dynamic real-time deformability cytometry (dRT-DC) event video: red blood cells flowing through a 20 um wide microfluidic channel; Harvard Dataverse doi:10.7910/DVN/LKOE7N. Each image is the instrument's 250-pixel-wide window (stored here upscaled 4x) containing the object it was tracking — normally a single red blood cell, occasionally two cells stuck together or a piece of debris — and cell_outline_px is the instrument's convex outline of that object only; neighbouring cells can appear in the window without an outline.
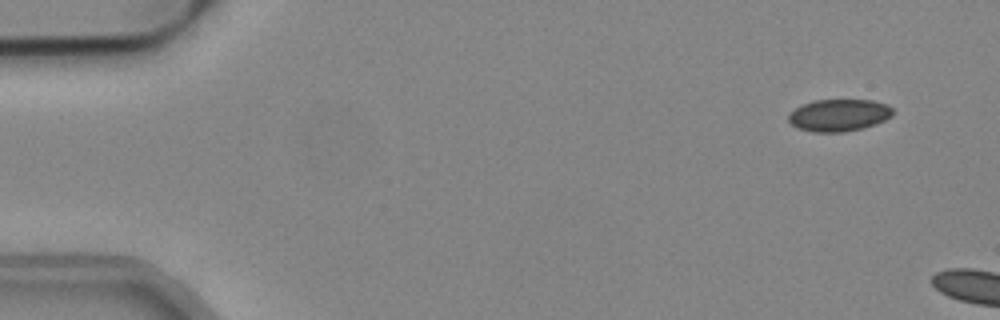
{"species": "common noctule bat (a hibernating species)", "species_latin": "Nyctalus noctula", "temperature_condition": "cold", "stored_images_in_passage": 14, "camera_frame_rate_fps": 3000, "um_per_image_px": 0.085, "animal": {"sex": "male", "body_mass_g": 19.2, "forearm_length_mm": 51.8}, "frame": {"image": 1, "passage_image": 3, "time_ms": 0.667, "image_size_px": [1000, 320], "cell_outline_px": [[892, 116], [876, 124], [844, 132], [812, 132], [796, 128], [788, 120], [788, 116], [796, 108], [804, 104], [816, 100], [872, 100], [888, 104], [892, 108]], "centroid_in_image_um": [71.31, 9.79], "position_along_channel_um": 13.7, "area_um2": 19.42}}